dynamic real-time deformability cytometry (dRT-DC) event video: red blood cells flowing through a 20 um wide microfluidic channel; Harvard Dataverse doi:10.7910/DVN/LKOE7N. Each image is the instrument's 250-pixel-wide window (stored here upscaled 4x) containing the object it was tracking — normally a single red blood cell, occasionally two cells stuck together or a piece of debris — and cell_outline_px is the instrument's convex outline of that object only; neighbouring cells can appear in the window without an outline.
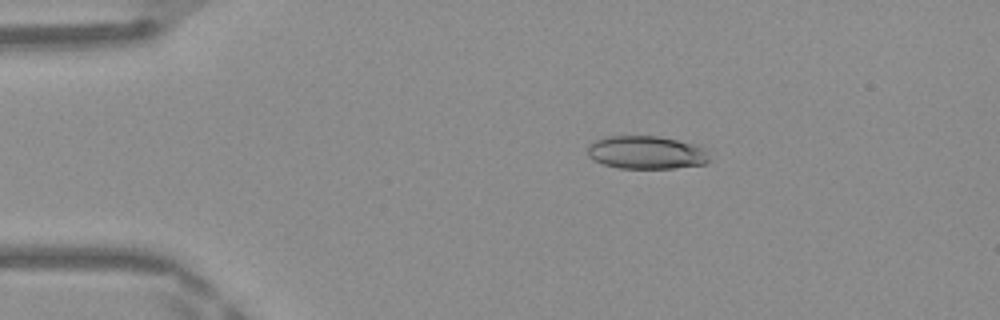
{"species": "Egyptian fruit bat (a non-hibernating species)", "species_latin": "Rousettus aegyptiacus", "temperature_condition": "warm", "stored_images_in_passage": 48, "camera_frame_rate_fps": 3000, "um_per_image_px": 0.085, "frame": {"image": 1, "passage_image": 9, "time_ms": 2.667, "image_size_px": [1000, 320], "cell_outline_px": [[708, 160], [704, 164], [676, 168], [620, 168], [604, 164], [592, 160], [588, 156], [588, 148], [596, 140], [608, 136], [660, 136], [692, 144], [704, 148]], "centroid_in_image_um": [54.91, 12.96], "position_along_channel_um": 30.1, "area_um2": 23.18}}
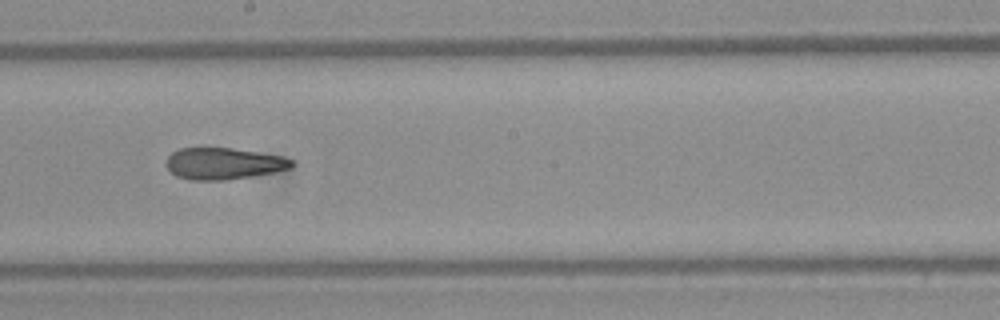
{"frame": {"image": 2, "passage_image": 27, "time_ms": 8.667, "image_size_px": [1000, 320], "cell_outline_px": [[296, 164], [292, 168], [252, 176], [224, 180], [192, 180], [176, 176], [168, 168], [168, 156], [172, 152], [180, 148], [232, 148], [284, 156], [292, 160]], "centroid_in_image_um": [19.05, 13.9], "position_along_channel_um": 229.2, "area_um2": 23.0}}
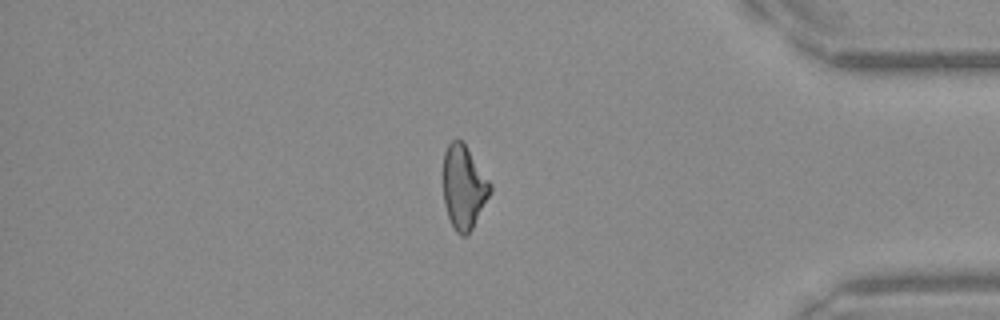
{"frame": {"image": 3, "passage_image": 41, "time_ms": 13.333, "image_size_px": [1000, 320], "cell_outline_px": [[492, 192], [468, 236], [460, 236], [456, 232], [448, 216], [444, 204], [444, 152], [448, 144], [452, 140], [460, 140], [464, 144], [492, 184]], "centroid_in_image_um": [39.43, 15.95], "position_along_channel_um": 395.8, "area_um2": 22.77}, "authors_computed_cell_mechanics": {"area_um2": 23.7558, "velocity_mm_per_s": 4.2089, "shape_relaxation_time_tau1_ms": null, "shape_relaxation_time_tau2_ms": 3.8145, "deformation_change_tau1": null, "deformation_change_tau2": 0.1483}}